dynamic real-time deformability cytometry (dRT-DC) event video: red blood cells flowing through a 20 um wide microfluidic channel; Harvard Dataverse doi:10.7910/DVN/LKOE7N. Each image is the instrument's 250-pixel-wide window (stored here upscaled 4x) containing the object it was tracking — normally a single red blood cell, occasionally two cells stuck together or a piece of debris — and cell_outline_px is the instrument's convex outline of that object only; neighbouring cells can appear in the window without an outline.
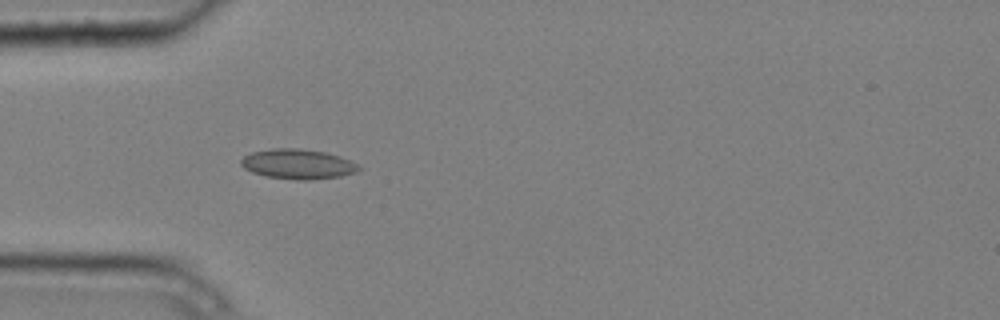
{"species": "common noctule bat (a hibernating species)", "species_latin": "Nyctalus noctula", "temperature_condition": "cold", "stored_images_in_passage": 5, "camera_frame_rate_fps": 3000, "um_per_image_px": 0.085, "animal": {"sex": "male", "body_mass_g": 20.4}, "frame": {"image": 1, "passage_image": 4, "time_ms": 1.0, "image_size_px": [1000, 320], "cell_outline_px": [[364, 168], [356, 172], [340, 176], [308, 180], [300, 180], [268, 176], [252, 172], [244, 168], [240, 164], [240, 160], [244, 156], [252, 152], [272, 148], [296, 148], [324, 152], [340, 156], [352, 160]], "centroid_in_image_um": [25.35, 13.94], "position_along_channel_um": 59.7, "area_um2": 20.52}}
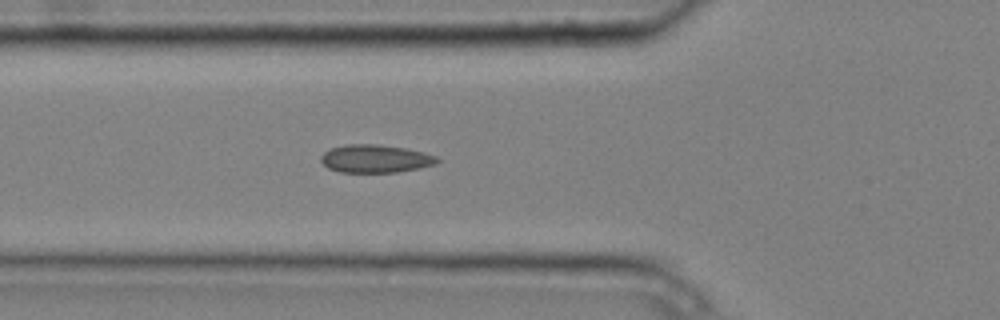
{"frame": {"image": 2, "passage_image": 5, "time_ms": 1.333, "image_size_px": [1000, 320], "cell_outline_px": [[440, 160], [436, 164], [420, 168], [396, 172], [340, 172], [328, 168], [320, 160], [320, 156], [328, 148], [344, 144], [376, 144], [404, 148], [424, 152], [436, 156]], "centroid_in_image_um": [31.88, 13.48], "position_along_channel_um": 93.9, "area_um2": 19.07}}